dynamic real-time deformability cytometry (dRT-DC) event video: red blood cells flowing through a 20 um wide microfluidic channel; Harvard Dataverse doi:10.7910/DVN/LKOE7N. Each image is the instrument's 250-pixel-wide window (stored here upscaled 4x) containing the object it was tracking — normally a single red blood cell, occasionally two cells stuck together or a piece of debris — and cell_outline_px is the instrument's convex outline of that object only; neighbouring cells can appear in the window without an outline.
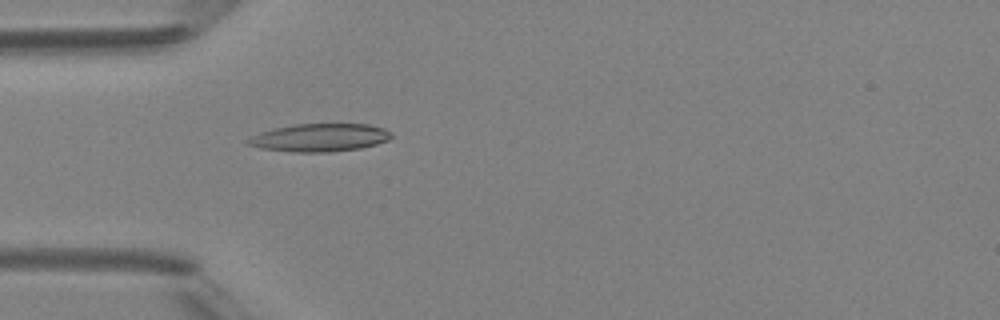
{"species": "Egyptian fruit bat (a non-hibernating species)", "species_latin": "Rousettus aegyptiacus", "temperature_condition": "room temperature", "stored_images_in_passage": 1, "camera_frame_rate_fps": 3000, "um_per_image_px": 0.085, "animal": {"sex": "female"}, "frame": {"image": 1, "passage_image": 1, "time_ms": 0.0, "image_size_px": [1000, 320], "cell_outline_px": [[392, 136], [388, 140], [376, 144], [360, 148], [328, 152], [296, 152], [260, 148], [248, 144], [244, 140], [252, 136], [276, 128], [296, 124], [368, 124], [384, 128], [392, 132]], "centroid_in_image_um": [27.21, 11.7], "position_along_channel_um": 57.8, "area_um2": 23.12}}